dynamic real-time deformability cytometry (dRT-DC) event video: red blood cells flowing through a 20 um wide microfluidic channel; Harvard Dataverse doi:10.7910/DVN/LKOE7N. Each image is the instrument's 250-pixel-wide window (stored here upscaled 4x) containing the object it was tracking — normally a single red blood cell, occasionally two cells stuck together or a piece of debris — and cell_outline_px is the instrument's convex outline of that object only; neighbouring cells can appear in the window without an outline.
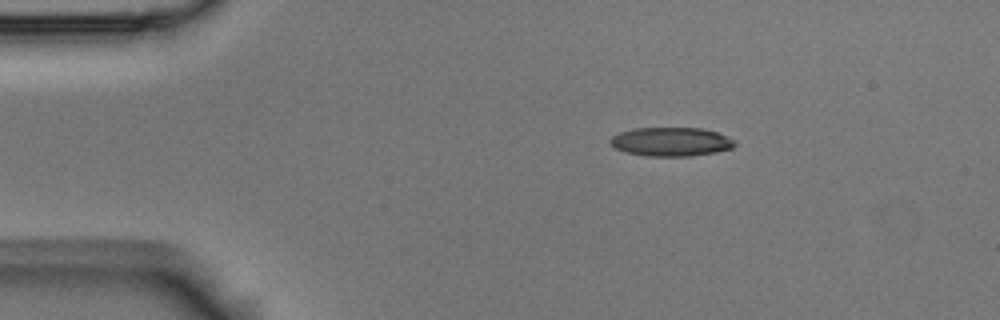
{"species": "Egyptian fruit bat (a non-hibernating species)", "species_latin": "Rousettus aegyptiacus", "temperature_condition": "room temperature", "stored_images_in_passage": 4, "camera_frame_rate_fps": 3000, "um_per_image_px": 0.085, "animal": {"sex": "male"}, "frame": {"image": 1, "passage_image": 2, "time_ms": 0.333, "image_size_px": [1000, 320], "cell_outline_px": [[736, 144], [732, 148], [716, 152], [692, 156], [648, 156], [628, 152], [616, 148], [608, 140], [612, 136], [620, 132], [632, 128], [704, 128], [716, 132], [736, 140]], "centroid_in_image_um": [57.07, 12.04], "position_along_channel_um": 27.9, "area_um2": 20.92}}
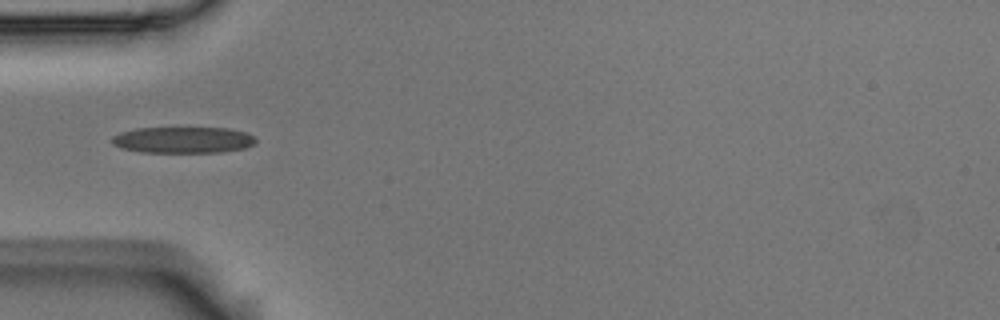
{"frame": {"image": 2, "passage_image": 4, "time_ms": 1.0, "image_size_px": [1000, 320], "cell_outline_px": [[256, 144], [244, 148], [220, 152], [140, 152], [120, 148], [112, 144], [112, 136], [120, 132], [136, 128], [228, 128], [248, 132], [256, 136]], "centroid_in_image_um": [15.58, 11.89], "position_along_channel_um": 69.4, "area_um2": 22.25}}